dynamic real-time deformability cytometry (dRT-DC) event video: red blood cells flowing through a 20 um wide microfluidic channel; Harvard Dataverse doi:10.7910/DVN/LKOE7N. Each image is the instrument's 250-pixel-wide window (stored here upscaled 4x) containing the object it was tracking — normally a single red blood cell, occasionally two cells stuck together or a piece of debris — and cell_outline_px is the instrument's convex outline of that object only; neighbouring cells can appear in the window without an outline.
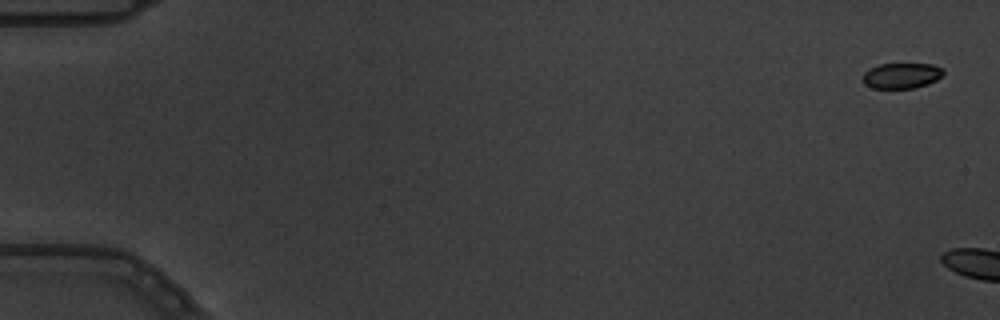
{"species": "common noctule bat (a hibernating species)", "species_latin": "Nyctalus noctula", "temperature_condition": "warm", "stored_images_in_passage": 2, "camera_frame_rate_fps": 3000, "um_per_image_px": 0.085, "animal": {"sex": "male", "body_mass_g": 19.5, "forearm_length_mm": 54.6}, "frame": {"image": 1, "passage_image": 1, "time_ms": 0.0, "image_size_px": [1000, 320], "cell_outline_px": [[944, 72], [936, 80], [928, 84], [916, 88], [872, 88], [864, 84], [864, 72], [880, 64], [932, 64], [940, 68]], "centroid_in_image_um": [76.63, 6.44], "position_along_channel_um": 8.4, "area_um2": 11.79}}